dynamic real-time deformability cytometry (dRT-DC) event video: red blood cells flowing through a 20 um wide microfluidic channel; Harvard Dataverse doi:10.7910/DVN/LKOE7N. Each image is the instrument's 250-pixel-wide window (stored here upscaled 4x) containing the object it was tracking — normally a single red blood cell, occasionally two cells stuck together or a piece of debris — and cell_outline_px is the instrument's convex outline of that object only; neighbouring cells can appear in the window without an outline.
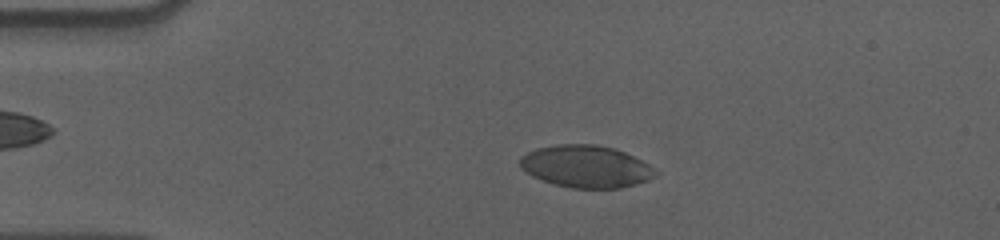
{"species": "human", "species_latin": "Homo sapiens", "temperature_condition": "cold", "stored_images_in_passage": 57, "camera_frame_rate_fps": 3000, "um_per_image_px": 0.085, "donor": {"sex": "male"}, "frame": {"image": 1, "passage_image": 12, "time_ms": 3.667, "image_size_px": [1000, 240], "cell_outline_px": [[656, 176], [648, 180], [636, 184], [620, 188], [572, 188], [552, 184], [532, 176], [520, 168], [520, 156], [536, 148], [560, 144], [596, 144], [612, 148], [624, 152], [648, 164], [656, 172]], "centroid_in_image_um": [49.77, 14.15], "position_along_channel_um": 35.2, "area_um2": 33.23}}
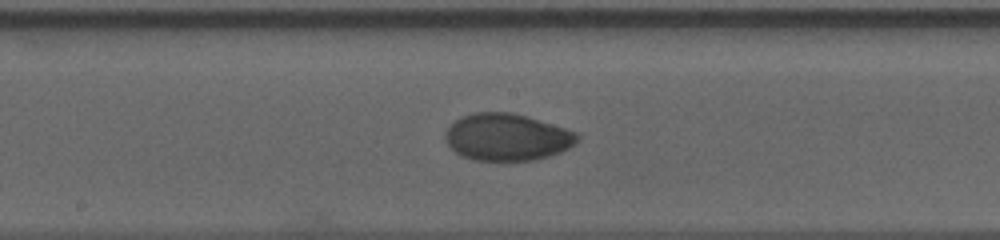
{"frame": {"image": 2, "passage_image": 30, "time_ms": 9.667, "image_size_px": [1000, 240], "cell_outline_px": [[580, 140], [576, 144], [560, 152], [548, 156], [532, 160], [472, 160], [460, 156], [448, 148], [444, 140], [444, 132], [460, 116], [472, 112], [512, 112], [528, 116], [576, 132], [580, 136]], "centroid_in_image_um": [43.05, 11.65], "position_along_channel_um": 205.1, "area_um2": 36.59}}
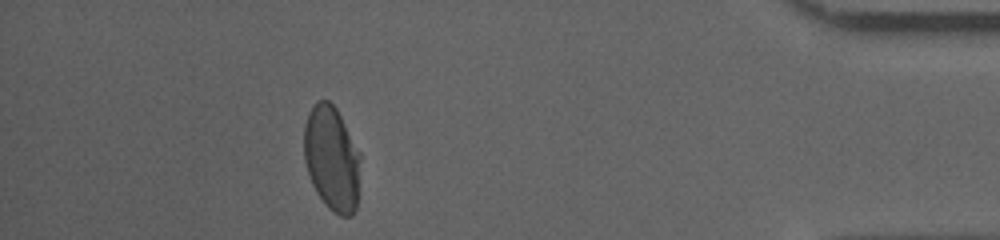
{"frame": {"image": 3, "passage_image": 51, "time_ms": 16.667, "image_size_px": [1000, 240], "cell_outline_px": [[360, 156], [356, 208], [352, 216], [340, 216], [332, 212], [324, 204], [316, 192], [312, 184], [304, 160], [304, 124], [308, 112], [316, 100], [328, 100], [336, 108], [360, 152]], "centroid_in_image_um": [28.18, 13.47], "position_along_channel_um": 407.0, "area_um2": 34.56}, "authors_computed_cell_mechanics": {"area_um2": 35.2002, "velocity_mm_per_s": 3.5829, "shape_relaxation_time_tau1_ms": 6.3679, "shape_relaxation_time_tau2_ms": 0.9279, "deformation_change_tau1": 0.1784, "deformation_change_tau2": 0.0274}}